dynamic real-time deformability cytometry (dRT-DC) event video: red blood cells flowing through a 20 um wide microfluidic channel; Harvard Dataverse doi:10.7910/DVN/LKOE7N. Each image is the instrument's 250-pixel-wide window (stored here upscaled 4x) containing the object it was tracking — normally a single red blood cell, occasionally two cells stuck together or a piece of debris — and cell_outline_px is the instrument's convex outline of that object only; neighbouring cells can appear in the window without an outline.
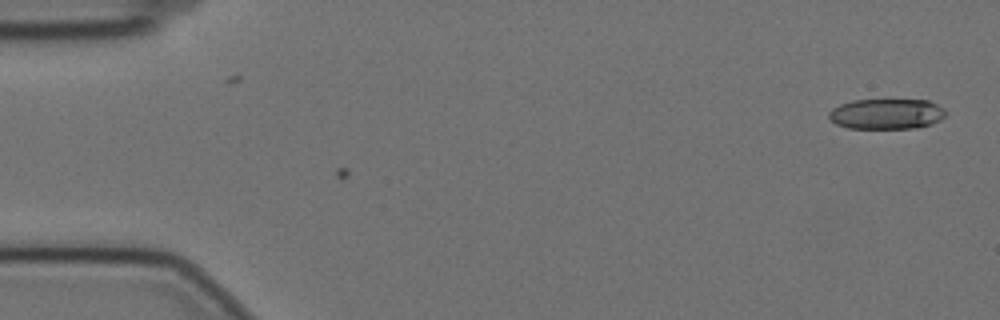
{"species": "Egyptian fruit bat (a non-hibernating species)", "species_latin": "Rousettus aegyptiacus", "temperature_condition": "cold", "stored_images_in_passage": 7, "camera_frame_rate_fps": 3000, "um_per_image_px": 0.085, "animal": {"sex": "female"}, "frame": {"image": 1, "passage_image": 7, "time_ms": 2.0, "image_size_px": [1000, 320], "cell_outline_px": [[948, 112], [940, 120], [932, 124], [916, 128], [848, 128], [836, 124], [828, 116], [828, 112], [832, 108], [840, 104], [852, 100], [928, 100], [944, 108]], "centroid_in_image_um": [75.37, 9.68], "position_along_channel_um": 9.6, "area_um2": 20.81}}